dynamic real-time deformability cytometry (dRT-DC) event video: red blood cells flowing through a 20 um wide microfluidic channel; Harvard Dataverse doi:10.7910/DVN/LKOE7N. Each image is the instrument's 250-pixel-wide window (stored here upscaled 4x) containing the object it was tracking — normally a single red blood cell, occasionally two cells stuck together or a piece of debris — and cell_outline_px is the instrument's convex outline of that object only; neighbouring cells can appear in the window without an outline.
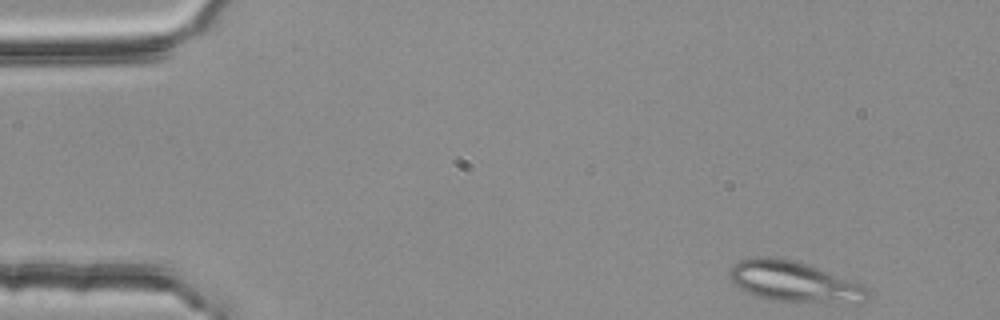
{"species": "common noctule bat (a hibernating species)", "species_latin": "Nyctalus noctula", "temperature_condition": "room temperature", "stored_images_in_passage": 3, "camera_frame_rate_fps": 3000, "um_per_image_px": 0.085, "animal": {"sex": "female", "body_mass_g": 25.1}, "frame": {"image": 1, "passage_image": 1, "time_ms": 0.0, "image_size_px": [1000, 320], "cell_outline_px": [[872, 292], [868, 300], [860, 304], [772, 300], [748, 292], [732, 284], [728, 276], [728, 272], [732, 264], [740, 260], [756, 256], [772, 256], [792, 260], [864, 284]], "centroid_in_image_um": [67.54, 23.95], "position_along_channel_um": 17.5, "area_um2": 33.0}}